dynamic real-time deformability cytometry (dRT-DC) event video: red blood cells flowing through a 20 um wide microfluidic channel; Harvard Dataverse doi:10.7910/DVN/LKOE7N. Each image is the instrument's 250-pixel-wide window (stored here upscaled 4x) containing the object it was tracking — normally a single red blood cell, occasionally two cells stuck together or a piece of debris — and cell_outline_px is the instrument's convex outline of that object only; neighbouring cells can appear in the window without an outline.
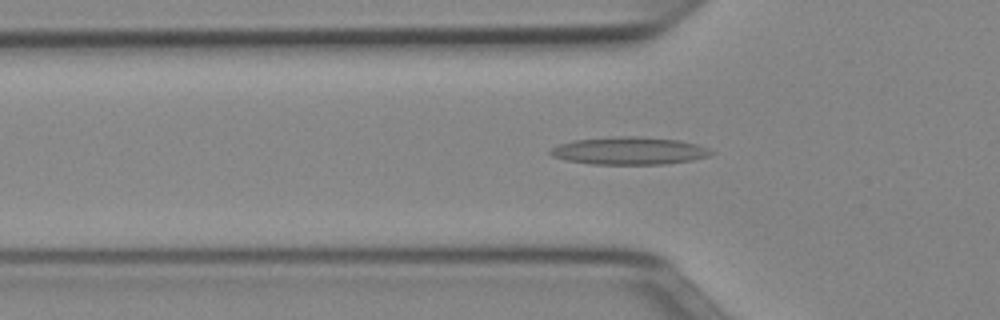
{"species": "Egyptian fruit bat (a non-hibernating species)", "species_latin": "Rousettus aegyptiacus", "temperature_condition": "cold", "stored_images_in_passage": 50, "camera_frame_rate_fps": 3000, "um_per_image_px": 0.085, "animal": {"sex": "female"}, "frame": {"image": 1, "passage_image": 16, "time_ms": 5.0, "image_size_px": [1000, 320], "cell_outline_px": [[716, 152], [708, 156], [692, 160], [664, 164], [592, 164], [564, 160], [552, 156], [548, 152], [548, 148], [556, 144], [572, 140], [616, 136], [636, 136], [680, 140], [696, 144], [708, 148]], "centroid_in_image_um": [53.42, 12.81], "position_along_channel_um": 72.4, "area_um2": 26.18}}
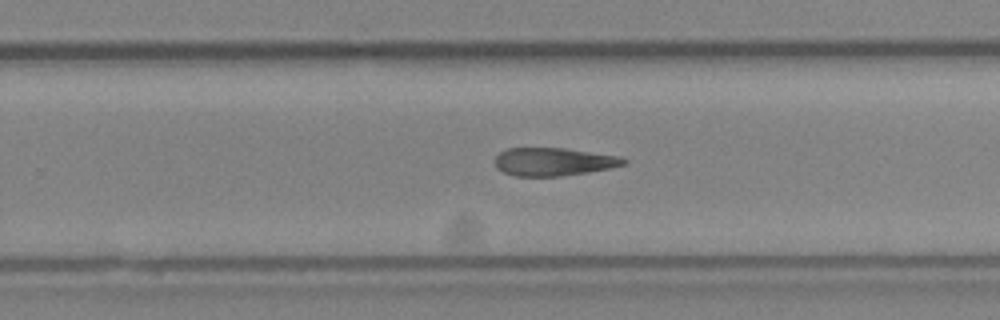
{"frame": {"image": 2, "passage_image": 32, "time_ms": 10.333, "image_size_px": [1000, 320], "cell_outline_px": [[628, 164], [588, 172], [560, 176], [516, 176], [504, 172], [496, 168], [492, 160], [500, 152], [508, 148], [564, 148], [620, 156], [628, 160]], "centroid_in_image_um": [47.03, 13.74], "position_along_channel_um": 282.8, "area_um2": 21.15}}
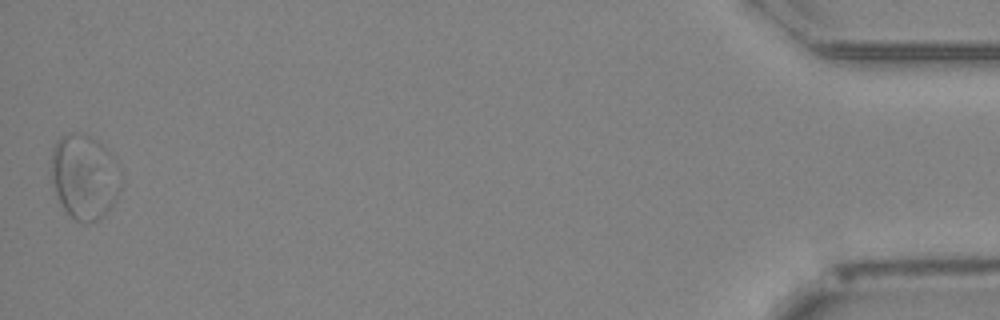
{"frame": {"image": 3, "passage_image": 50, "time_ms": 16.333, "image_size_px": [1000, 320], "cell_outline_px": [[112, 204], [104, 216], [96, 220], [76, 220], [64, 208], [56, 192], [52, 180], [52, 148], [56, 140], [60, 136], [72, 132], [112, 200]], "centroid_in_image_um": [6.61, 15.39], "position_along_channel_um": 428.6, "area_um2": 24.28}}